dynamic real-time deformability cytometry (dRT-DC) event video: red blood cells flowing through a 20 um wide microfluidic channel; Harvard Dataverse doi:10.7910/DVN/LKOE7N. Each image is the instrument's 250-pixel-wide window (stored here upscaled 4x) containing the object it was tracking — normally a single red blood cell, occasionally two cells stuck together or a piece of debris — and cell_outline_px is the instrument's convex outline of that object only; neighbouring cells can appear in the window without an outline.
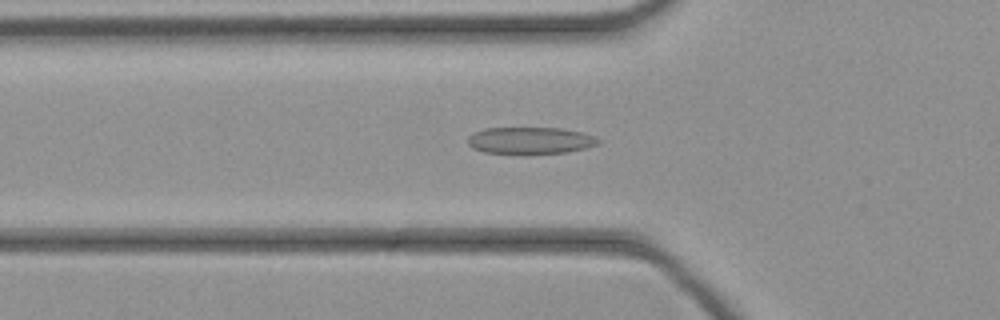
{"species": "common noctule bat (a hibernating species)", "species_latin": "Nyctalus noctula", "temperature_condition": "cold", "stored_images_in_passage": 44, "camera_frame_rate_fps": 3000, "um_per_image_px": 0.085, "animal": {"sex": "female", "body_mass_g": 21.9}, "frame": {"image": 1, "passage_image": 14, "time_ms": 4.333, "image_size_px": [1000, 320], "cell_outline_px": [[600, 144], [568, 152], [528, 156], [524, 156], [484, 152], [472, 148], [468, 144], [468, 136], [472, 132], [484, 128], [560, 128], [580, 132], [596, 136], [600, 140]], "centroid_in_image_um": [45.04, 11.98], "position_along_channel_um": 80.8, "area_um2": 21.27}}
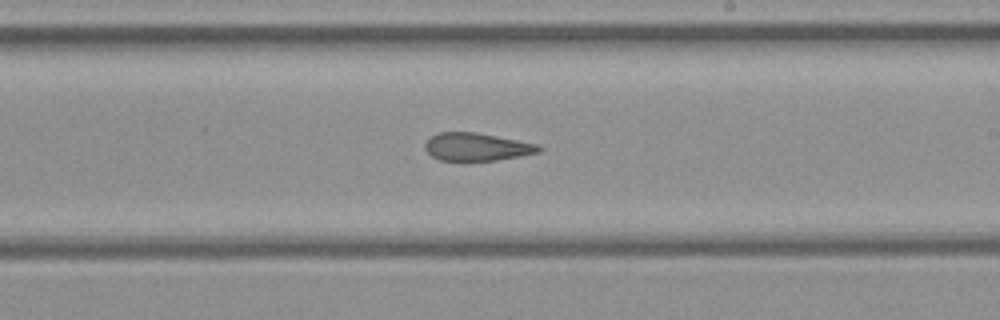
{"frame": {"image": 2, "passage_image": 25, "time_ms": 8.0, "image_size_px": [1000, 320], "cell_outline_px": [[544, 148], [540, 152], [520, 156], [496, 160], [440, 160], [432, 156], [424, 148], [424, 144], [436, 132], [476, 132], [536, 144]], "centroid_in_image_um": [40.51, 12.48], "position_along_channel_um": 248.5, "area_um2": 18.26}}
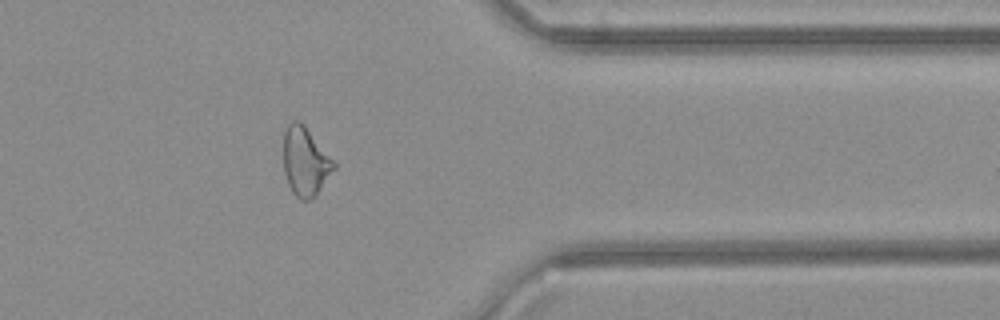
{"frame": {"image": 3, "passage_image": 35, "time_ms": 11.333, "image_size_px": [1000, 320], "cell_outline_px": [[336, 168], [312, 200], [300, 200], [292, 192], [288, 184], [284, 172], [284, 128], [292, 120], [300, 120], [304, 124], [336, 164]], "centroid_in_image_um": [25.94, 13.73], "position_along_channel_um": 385.5, "area_um2": 20.23}}